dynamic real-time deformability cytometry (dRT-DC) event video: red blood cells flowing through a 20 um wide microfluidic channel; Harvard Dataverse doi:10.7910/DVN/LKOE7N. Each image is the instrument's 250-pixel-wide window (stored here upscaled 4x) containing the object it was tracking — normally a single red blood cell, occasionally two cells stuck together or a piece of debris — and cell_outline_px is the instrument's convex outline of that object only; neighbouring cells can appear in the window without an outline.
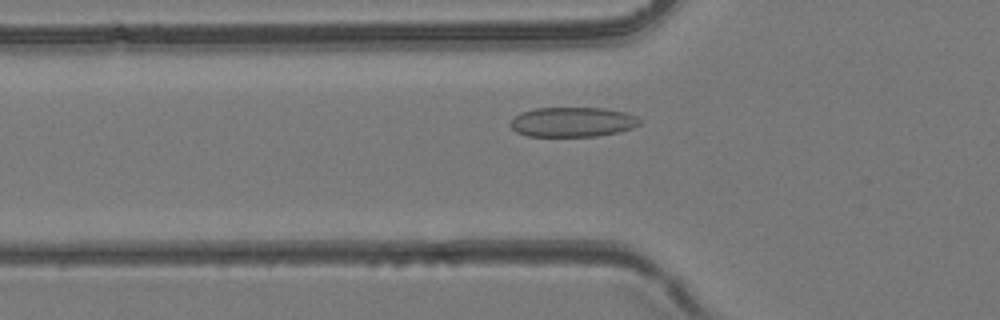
{"species": "common noctule bat (a hibernating species)", "species_latin": "Nyctalus noctula", "temperature_condition": "room temperature", "stored_images_in_passage": 40, "camera_frame_rate_fps": 3000, "um_per_image_px": 0.085, "animal": {"sex": "female", "body_mass_g": 24.6, "forearm_length_mm": 56.2}, "frame": {"image": 1, "passage_image": 11, "time_ms": 3.333, "image_size_px": [1000, 320], "cell_outline_px": [[640, 124], [632, 128], [616, 132], [596, 136], [528, 136], [516, 132], [508, 124], [520, 112], [536, 108], [604, 108], [624, 112], [636, 116], [640, 120]], "centroid_in_image_um": [48.64, 10.37], "position_along_channel_um": 77.2, "area_um2": 22.31}}
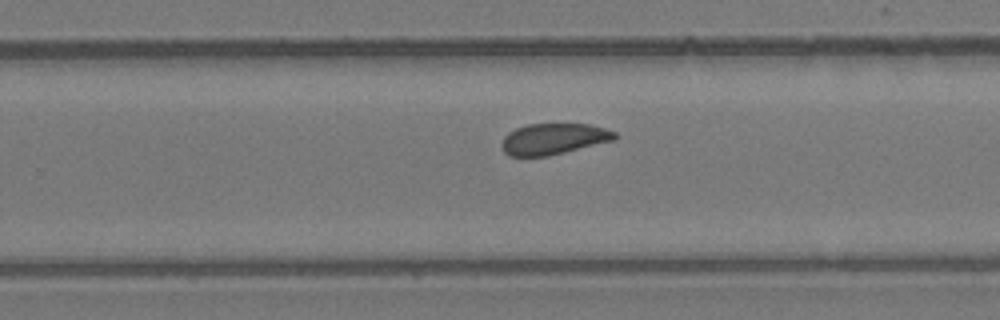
{"frame": {"image": 2, "passage_image": 24, "time_ms": 7.667, "image_size_px": [1000, 320], "cell_outline_px": [[616, 140], [548, 156], [508, 156], [504, 152], [500, 144], [504, 136], [508, 132], [516, 128], [528, 124], [592, 124], [616, 132]], "centroid_in_image_um": [47.04, 11.81], "position_along_channel_um": 282.8, "area_um2": 20.63}}
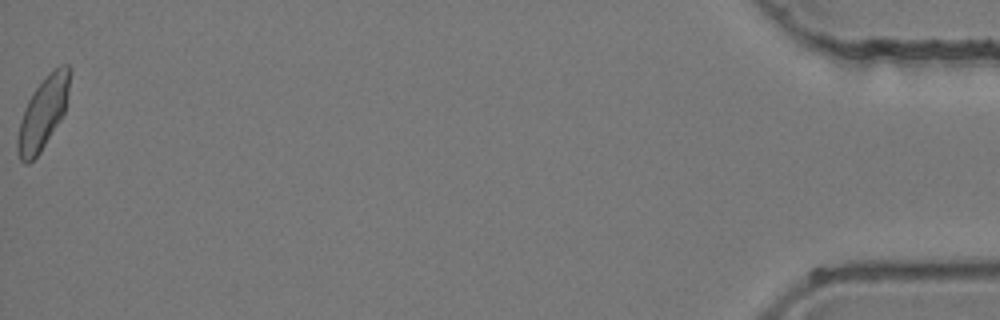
{"frame": {"image": 3, "passage_image": 40, "time_ms": 13.0, "image_size_px": [1000, 320], "cell_outline_px": [[72, 68], [68, 92], [64, 112], [60, 120], [40, 152], [28, 164], [24, 164], [20, 160], [16, 148], [16, 140], [20, 120], [24, 108], [32, 92], [48, 72], [60, 64], [68, 64]], "centroid_in_image_um": [3.65, 9.57], "position_along_channel_um": 431.6, "area_um2": 22.02}}